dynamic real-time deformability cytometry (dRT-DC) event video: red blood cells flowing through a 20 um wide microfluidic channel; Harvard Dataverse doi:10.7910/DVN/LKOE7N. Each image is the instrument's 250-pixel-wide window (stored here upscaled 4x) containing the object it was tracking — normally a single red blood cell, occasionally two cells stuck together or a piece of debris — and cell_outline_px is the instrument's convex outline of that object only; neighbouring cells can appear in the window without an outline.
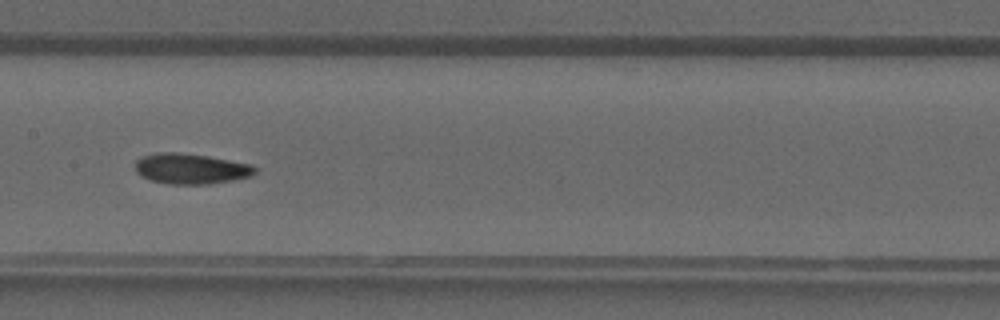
{"species": "common noctule bat (a hibernating species)", "species_latin": "Nyctalus noctula", "temperature_condition": "warm", "stored_images_in_passage": 41, "camera_frame_rate_fps": 3000, "um_per_image_px": 0.085, "animal": {"sex": "male", "forearm_length_mm": 52.5}, "frame": {"image": 1, "passage_image": 20, "time_ms": 6.333, "image_size_px": [1000, 320], "cell_outline_px": [[256, 172], [252, 176], [232, 180], [208, 184], [172, 184], [152, 180], [140, 176], [136, 172], [136, 160], [144, 156], [156, 152], [180, 152], [208, 156], [252, 164], [256, 168]], "centroid_in_image_um": [16.24, 14.33], "position_along_channel_um": 191.2, "area_um2": 21.27}}
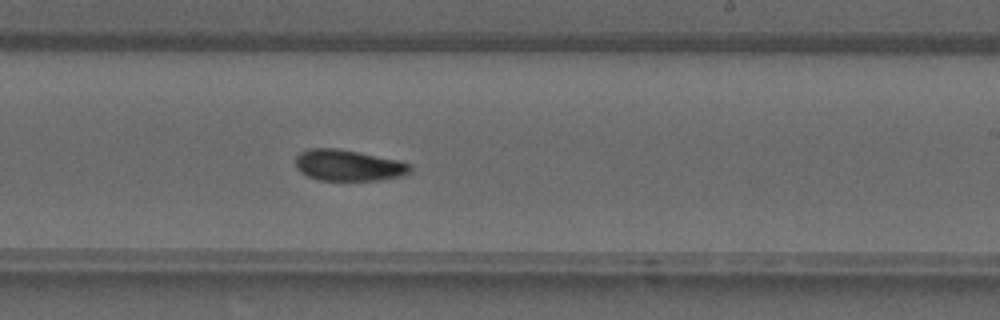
{"frame": {"image": 2, "passage_image": 24, "time_ms": 7.667, "image_size_px": [1000, 320], "cell_outline_px": [[412, 168], [408, 172], [400, 176], [380, 180], [320, 180], [308, 176], [300, 172], [296, 168], [296, 156], [300, 152], [308, 148], [340, 148], [400, 160], [412, 164]], "centroid_in_image_um": [29.61, 14.04], "position_along_channel_um": 259.4, "area_um2": 20.98}}
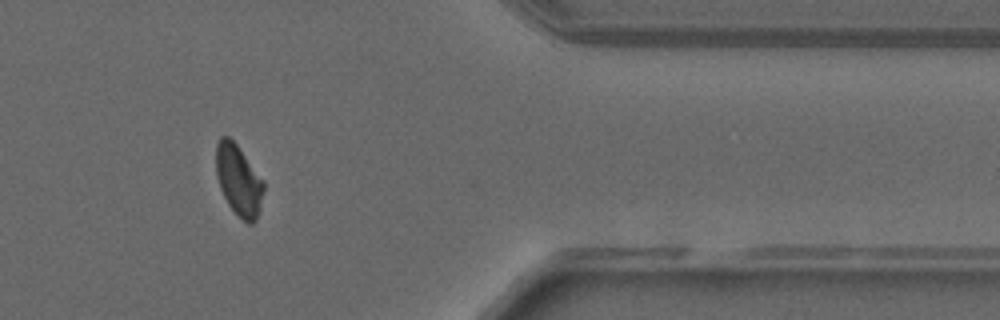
{"frame": {"image": 3, "passage_image": 33, "time_ms": 10.667, "image_size_px": [1000, 320], "cell_outline_px": [[264, 188], [260, 208], [256, 220], [252, 224], [248, 224], [228, 204], [220, 188], [216, 176], [216, 144], [220, 136], [228, 136], [236, 144], [264, 180]], "centroid_in_image_um": [20.28, 15.3], "position_along_channel_um": 391.1, "area_um2": 19.54}}